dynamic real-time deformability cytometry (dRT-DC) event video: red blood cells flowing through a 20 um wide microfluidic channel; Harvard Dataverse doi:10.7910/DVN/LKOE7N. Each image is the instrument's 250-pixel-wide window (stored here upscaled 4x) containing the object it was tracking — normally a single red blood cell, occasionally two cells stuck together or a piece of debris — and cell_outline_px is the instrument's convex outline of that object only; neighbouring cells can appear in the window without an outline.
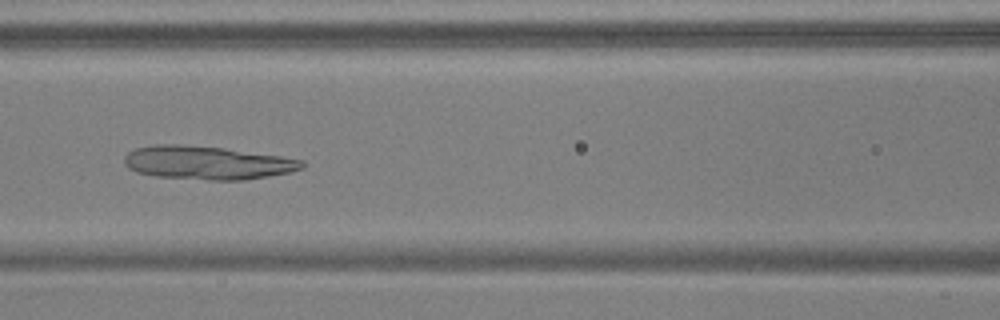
{"species": "common noctule bat (a hibernating species)", "species_latin": "Nyctalus noctula", "temperature_condition": "warm", "stored_images_in_passage": 37, "camera_frame_rate_fps": 3000, "um_per_image_px": 0.085, "animal": {"sex": "male", "body_mass_g": 17.9, "forearm_length_mm": 54.2}, "frame": {"image": 1, "passage_image": 7, "time_ms": 2.0, "image_size_px": [1000, 320], "cell_outline_px": [[304, 168], [292, 172], [244, 180], [208, 180], [156, 176], [136, 172], [128, 168], [124, 164], [124, 156], [128, 152], [136, 148], [152, 144], [180, 144], [224, 148], [280, 156], [304, 160]], "centroid_in_image_um": [17.6, 13.83], "position_along_channel_um": 149.0, "area_um2": 34.8}}
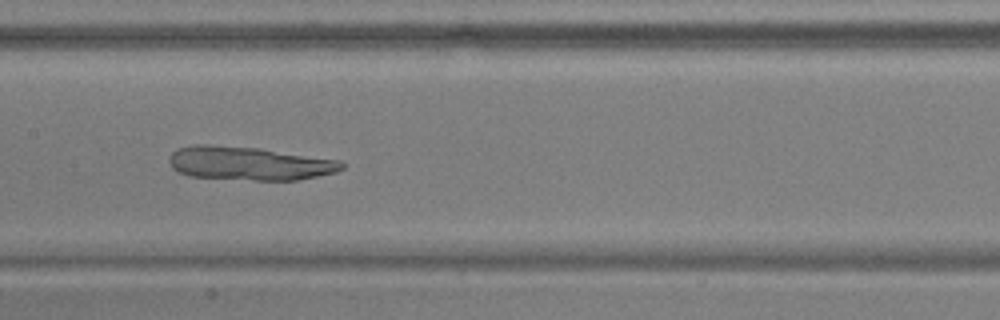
{"frame": {"image": 2, "passage_image": 10, "time_ms": 3.0, "image_size_px": [1000, 320], "cell_outline_px": [[344, 168], [336, 172], [296, 180], [252, 180], [188, 176], [172, 168], [168, 160], [172, 152], [180, 148], [196, 144], [204, 144], [260, 148], [340, 160], [344, 164]], "centroid_in_image_um": [21.18, 13.88], "position_along_channel_um": 186.2, "area_um2": 33.7}}
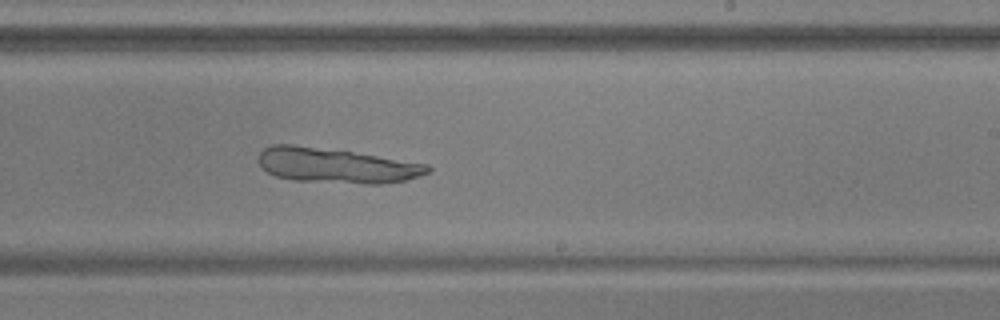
{"frame": {"image": 3, "passage_image": 16, "time_ms": 5.0, "image_size_px": [1000, 320], "cell_outline_px": [[432, 168], [428, 172], [404, 180], [384, 184], [368, 184], [292, 180], [276, 176], [268, 172], [256, 160], [260, 152], [264, 148], [272, 144], [292, 144], [352, 152], [428, 164]], "centroid_in_image_um": [28.53, 14.07], "position_along_channel_um": 260.5, "area_um2": 34.16}}